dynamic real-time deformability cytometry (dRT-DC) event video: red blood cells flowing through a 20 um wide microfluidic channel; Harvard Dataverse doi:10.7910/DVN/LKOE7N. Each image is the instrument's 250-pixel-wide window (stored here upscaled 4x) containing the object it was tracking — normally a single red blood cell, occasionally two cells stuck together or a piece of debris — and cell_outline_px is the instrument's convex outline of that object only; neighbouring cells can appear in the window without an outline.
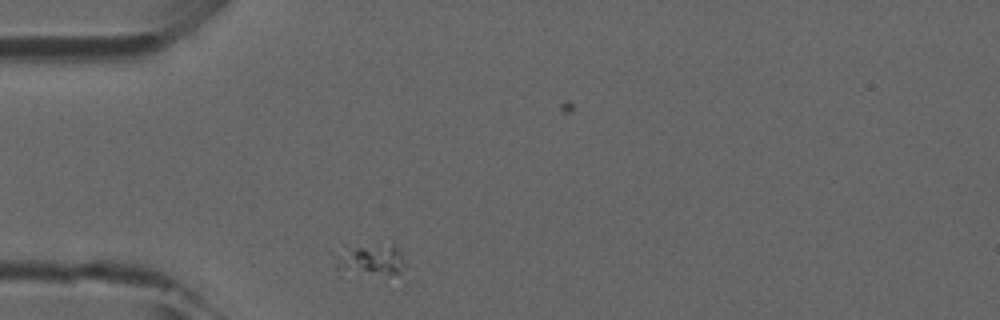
{"species": "common noctule bat (a hibernating species)", "species_latin": "Nyctalus noctula", "temperature_condition": "room temperature", "stored_images_in_passage": 38, "camera_frame_rate_fps": 3000, "um_per_image_px": 0.085, "animal": {"sex": "male", "forearm_length_mm": 52.5}, "frame": {"image": 1, "passage_image": 1, "time_ms": 0.0, "image_size_px": [1000, 320], "cell_outline_px": [[408, 264], [400, 272], [340, 276], [336, 268], [336, 264], [356, 248], [392, 244], [400, 252]], "centroid_in_image_um": [31.63, 22.2], "position_along_channel_um": 53.4, "area_um2": 11.91}}
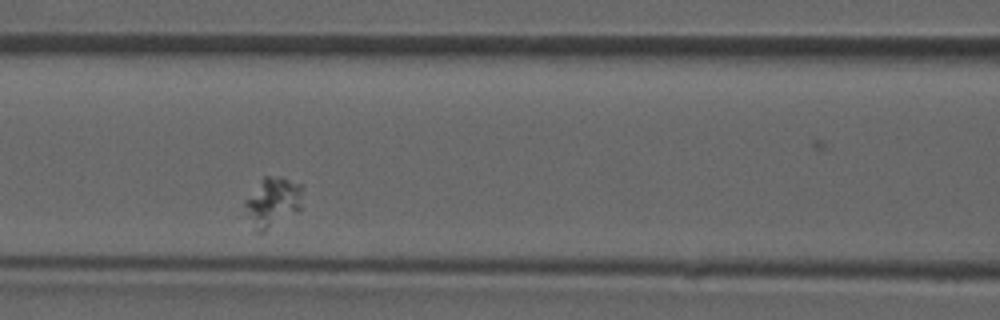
{"frame": {"image": 2, "passage_image": 9, "time_ms": 2.667, "image_size_px": [1000, 320], "cell_outline_px": [[304, 184], [300, 208], [264, 232], [256, 232], [244, 216], [244, 200], [264, 176], [280, 176]], "centroid_in_image_um": [23.14, 17.16], "position_along_channel_um": 143.5, "area_um2": 16.99}}
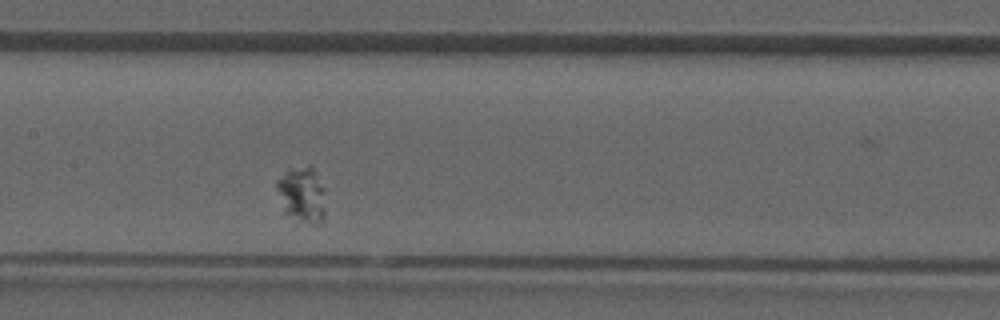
{"frame": {"image": 3, "passage_image": 12, "time_ms": 3.667, "image_size_px": [1000, 320], "cell_outline_px": [[324, 224], [308, 224], [284, 212], [276, 188], [276, 180], [288, 168], [312, 164], [324, 188]], "centroid_in_image_um": [25.68, 16.51], "position_along_channel_um": 181.7, "area_um2": 16.13}}